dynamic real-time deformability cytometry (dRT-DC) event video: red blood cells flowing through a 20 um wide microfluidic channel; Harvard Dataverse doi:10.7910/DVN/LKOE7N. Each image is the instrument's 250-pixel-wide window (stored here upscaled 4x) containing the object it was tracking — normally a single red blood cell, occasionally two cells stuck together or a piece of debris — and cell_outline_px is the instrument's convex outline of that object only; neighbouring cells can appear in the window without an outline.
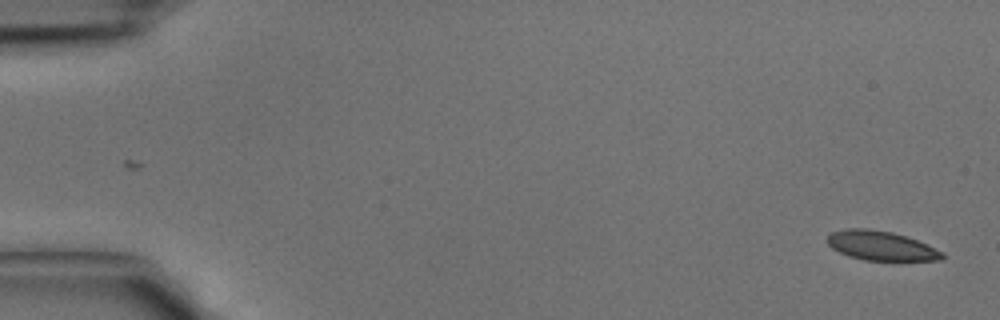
{"species": "common noctule bat (a hibernating species)", "species_latin": "Nyctalus noctula", "temperature_condition": "cold", "stored_images_in_passage": 37, "camera_frame_rate_fps": 3000, "um_per_image_px": 0.085, "animal": {"sex": "male", "body_mass_g": 15.6}, "frame": {"image": 1, "passage_image": 1, "time_ms": 0.0, "image_size_px": [1000, 320], "cell_outline_px": [[944, 256], [940, 260], [864, 260], [848, 256], [832, 248], [828, 244], [828, 236], [832, 232], [844, 228], [868, 228], [892, 232], [916, 240], [944, 252]], "centroid_in_image_um": [74.86, 20.88], "position_along_channel_um": 10.1, "area_um2": 19.48}}
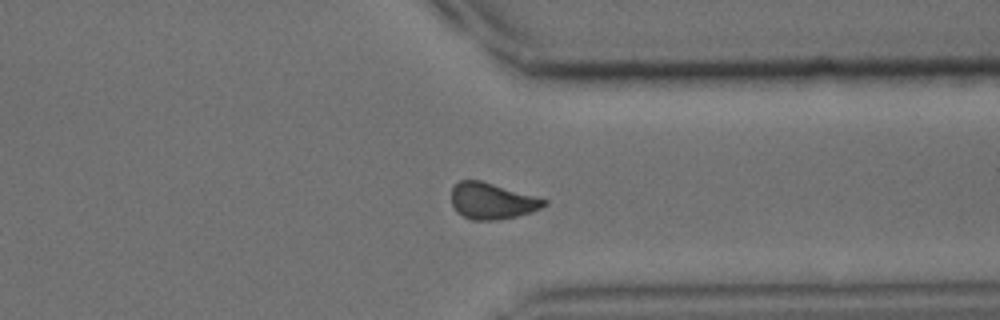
{"frame": {"image": 2, "passage_image": 28, "time_ms": 9.0, "image_size_px": [1000, 320], "cell_outline_px": [[548, 204], [532, 212], [516, 216], [496, 220], [472, 220], [456, 212], [452, 204], [452, 188], [460, 180], [480, 180], [548, 200]], "centroid_in_image_um": [41.81, 17.09], "position_along_channel_um": 369.6, "area_um2": 19.42}}
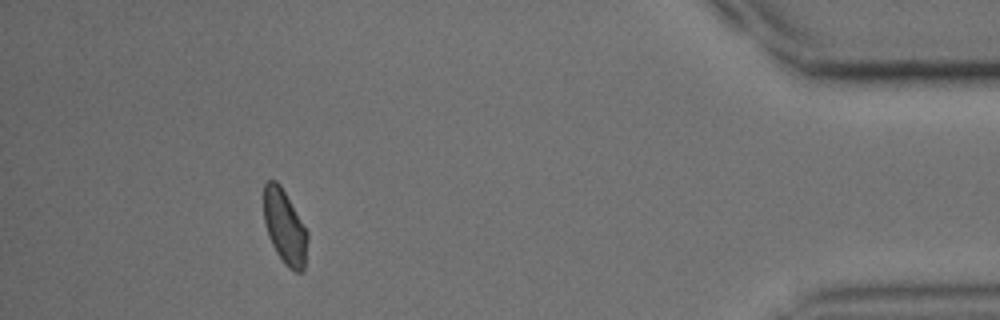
{"frame": {"image": 3, "passage_image": 34, "time_ms": 11.0, "image_size_px": [1000, 320], "cell_outline_px": [[308, 236], [304, 272], [296, 272], [288, 268], [284, 264], [276, 252], [268, 236], [264, 224], [264, 184], [268, 180], [276, 180], [280, 184], [308, 232]], "centroid_in_image_um": [24.2, 19.32], "position_along_channel_um": 411.0, "area_um2": 19.02}}